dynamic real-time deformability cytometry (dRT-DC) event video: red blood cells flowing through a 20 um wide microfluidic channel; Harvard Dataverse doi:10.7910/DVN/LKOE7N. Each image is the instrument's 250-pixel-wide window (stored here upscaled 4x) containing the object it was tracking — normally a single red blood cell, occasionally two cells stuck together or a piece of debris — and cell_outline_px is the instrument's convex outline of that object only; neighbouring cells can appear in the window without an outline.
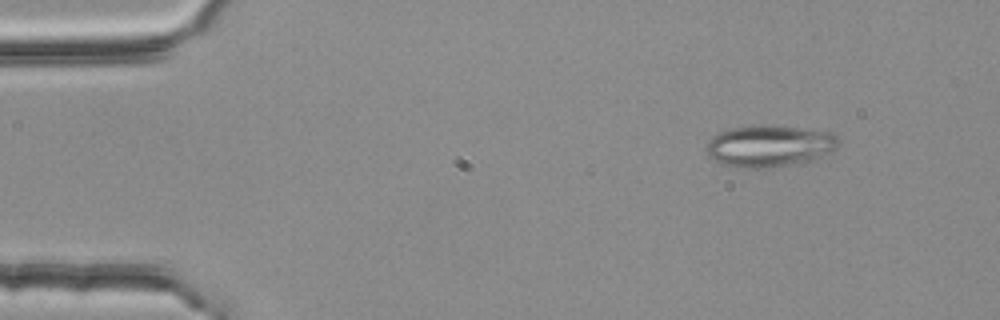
{"species": "common noctule bat (a hibernating species)", "species_latin": "Nyctalus noctula", "temperature_condition": "room temperature", "stored_images_in_passage": 4, "camera_frame_rate_fps": 3000, "um_per_image_px": 0.085, "animal": {"sex": "female", "body_mass_g": 25.1}, "frame": {"image": 1, "passage_image": 2, "time_ms": 0.333, "image_size_px": [1000, 320], "cell_outline_px": [[836, 148], [812, 160], [788, 164], [760, 168], [744, 168], [724, 164], [708, 156], [708, 144], [712, 136], [720, 132], [732, 128], [796, 128], [832, 132], [836, 136]], "centroid_in_image_um": [65.38, 12.44], "position_along_channel_um": 19.6, "area_um2": 30.35}}